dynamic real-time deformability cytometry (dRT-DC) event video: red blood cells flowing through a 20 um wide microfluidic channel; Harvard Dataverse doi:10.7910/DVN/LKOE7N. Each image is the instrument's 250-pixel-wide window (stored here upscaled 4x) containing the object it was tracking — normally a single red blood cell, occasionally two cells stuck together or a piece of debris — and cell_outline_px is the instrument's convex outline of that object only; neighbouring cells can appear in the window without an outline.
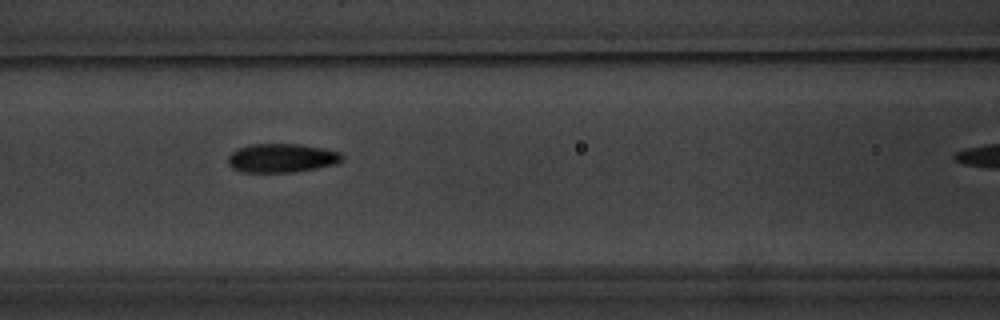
{"species": "common noctule bat (a hibernating species)", "species_latin": "Nyctalus noctula", "temperature_condition": "warm", "stored_images_in_passage": 7, "camera_frame_rate_fps": 3000, "um_per_image_px": 0.085, "animal": {"sex": "male", "body_mass_g": 20.1, "forearm_length_mm": 53.5}, "frame": {"image": 1, "passage_image": 6, "time_ms": 6.0, "image_size_px": [1000, 320], "cell_outline_px": [[344, 156], [336, 164], [296, 172], [244, 172], [232, 168], [228, 164], [228, 156], [236, 148], [248, 144], [300, 144], [324, 148], [340, 152]], "centroid_in_image_um": [23.92, 13.42], "position_along_channel_um": 142.7, "area_um2": 19.31}}